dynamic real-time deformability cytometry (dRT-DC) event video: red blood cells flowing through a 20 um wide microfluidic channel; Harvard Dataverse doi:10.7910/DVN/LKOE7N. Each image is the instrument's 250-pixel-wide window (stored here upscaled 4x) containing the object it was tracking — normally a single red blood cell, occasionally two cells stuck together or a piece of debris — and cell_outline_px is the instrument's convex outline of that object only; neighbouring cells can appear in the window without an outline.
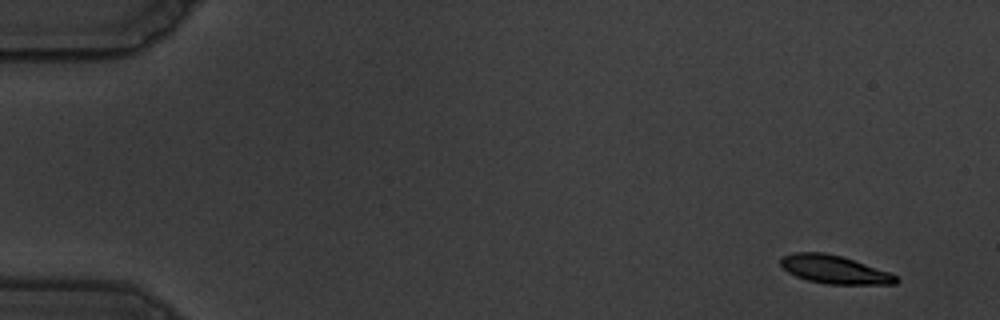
{"species": "common noctule bat (a hibernating species)", "species_latin": "Nyctalus noctula", "temperature_condition": "warm", "stored_images_in_passage": 55, "camera_frame_rate_fps": 3000, "um_per_image_px": 0.085, "animal": {"sex": "male", "body_mass_g": 19.5, "forearm_length_mm": 54.6}, "frame": {"image": 1, "passage_image": 1, "time_ms": 0.0, "image_size_px": [1000, 320], "cell_outline_px": [[900, 280], [896, 284], [828, 284], [808, 280], [796, 276], [788, 272], [780, 264], [780, 260], [784, 256], [792, 252], [824, 252], [840, 256], [888, 272], [896, 276]], "centroid_in_image_um": [70.9, 22.91], "position_along_channel_um": 14.1, "area_um2": 18.67}}
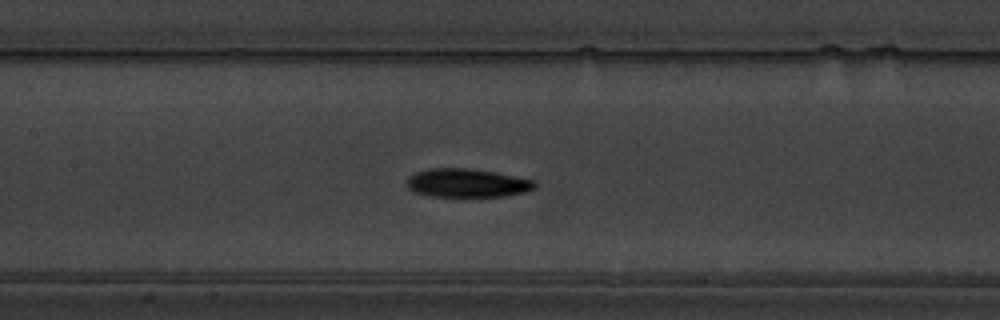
{"frame": {"image": 2, "passage_image": 25, "time_ms": 8.0, "image_size_px": [1000, 320], "cell_outline_px": [[536, 188], [524, 192], [504, 196], [432, 196], [412, 192], [408, 188], [408, 176], [416, 172], [428, 168], [468, 168], [492, 172], [536, 180]], "centroid_in_image_um": [39.69, 15.55], "position_along_channel_um": 167.7, "area_um2": 21.21}}
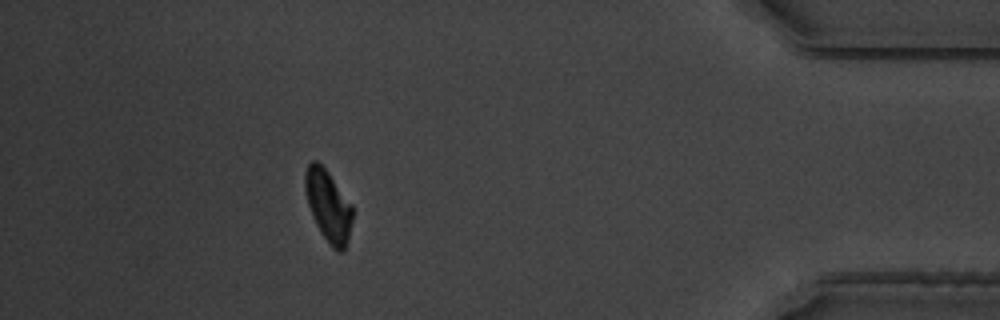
{"frame": {"image": 3, "passage_image": 49, "time_ms": 16.0, "image_size_px": [1000, 320], "cell_outline_px": [[352, 220], [348, 240], [344, 252], [336, 252], [332, 248], [320, 232], [312, 216], [308, 204], [304, 188], [304, 172], [308, 164], [312, 160], [316, 160], [328, 172], [352, 204]], "centroid_in_image_um": [27.89, 17.51], "position_along_channel_um": 407.3, "area_um2": 19.88}, "authors_computed_cell_mechanics": {"area_um2": 20.2878, "velocity_mm_per_s": 3.5566, "shape_relaxation_time_tau1_ms": 3.581, "shape_relaxation_time_tau2_ms": 4.572, "deformation_change_tau1": 0.1401, "deformation_change_tau2": 0.0841}}